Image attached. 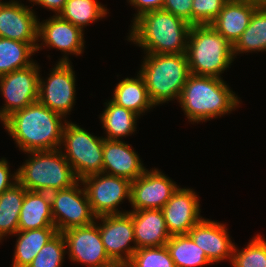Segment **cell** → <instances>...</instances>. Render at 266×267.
Returning <instances> with one entry per match:
<instances>
[{"label": "cell", "mask_w": 266, "mask_h": 267, "mask_svg": "<svg viewBox=\"0 0 266 267\" xmlns=\"http://www.w3.org/2000/svg\"><path fill=\"white\" fill-rule=\"evenodd\" d=\"M69 259L88 267H108L114 262L107 255L96 222L62 232Z\"/></svg>", "instance_id": "obj_12"}, {"label": "cell", "mask_w": 266, "mask_h": 267, "mask_svg": "<svg viewBox=\"0 0 266 267\" xmlns=\"http://www.w3.org/2000/svg\"><path fill=\"white\" fill-rule=\"evenodd\" d=\"M38 17L35 11L11 0L0 2V37L30 43L35 49L38 41Z\"/></svg>", "instance_id": "obj_16"}, {"label": "cell", "mask_w": 266, "mask_h": 267, "mask_svg": "<svg viewBox=\"0 0 266 267\" xmlns=\"http://www.w3.org/2000/svg\"><path fill=\"white\" fill-rule=\"evenodd\" d=\"M67 0H32L31 2L41 5L44 8H47L51 11L55 12V15H59V13L63 10L65 3Z\"/></svg>", "instance_id": "obj_38"}, {"label": "cell", "mask_w": 266, "mask_h": 267, "mask_svg": "<svg viewBox=\"0 0 266 267\" xmlns=\"http://www.w3.org/2000/svg\"><path fill=\"white\" fill-rule=\"evenodd\" d=\"M9 168L8 161L5 158L0 159V195L18 182L17 171L11 175Z\"/></svg>", "instance_id": "obj_36"}, {"label": "cell", "mask_w": 266, "mask_h": 267, "mask_svg": "<svg viewBox=\"0 0 266 267\" xmlns=\"http://www.w3.org/2000/svg\"><path fill=\"white\" fill-rule=\"evenodd\" d=\"M118 106L124 107L138 116L152 107H155L151 101L144 79L138 73L136 78L122 79L113 92V98L110 99Z\"/></svg>", "instance_id": "obj_23"}, {"label": "cell", "mask_w": 266, "mask_h": 267, "mask_svg": "<svg viewBox=\"0 0 266 267\" xmlns=\"http://www.w3.org/2000/svg\"><path fill=\"white\" fill-rule=\"evenodd\" d=\"M161 210L171 236L188 234L203 219L199 197L191 188L178 187Z\"/></svg>", "instance_id": "obj_17"}, {"label": "cell", "mask_w": 266, "mask_h": 267, "mask_svg": "<svg viewBox=\"0 0 266 267\" xmlns=\"http://www.w3.org/2000/svg\"><path fill=\"white\" fill-rule=\"evenodd\" d=\"M96 219L101 220L98 228L109 258L114 263L128 264L137 250L131 214H109ZM131 242L134 246H130Z\"/></svg>", "instance_id": "obj_13"}, {"label": "cell", "mask_w": 266, "mask_h": 267, "mask_svg": "<svg viewBox=\"0 0 266 267\" xmlns=\"http://www.w3.org/2000/svg\"><path fill=\"white\" fill-rule=\"evenodd\" d=\"M131 26L129 42L151 54L186 53L191 24L163 9L143 13Z\"/></svg>", "instance_id": "obj_2"}, {"label": "cell", "mask_w": 266, "mask_h": 267, "mask_svg": "<svg viewBox=\"0 0 266 267\" xmlns=\"http://www.w3.org/2000/svg\"><path fill=\"white\" fill-rule=\"evenodd\" d=\"M145 54L139 74L151 101L157 106L169 100H179L190 75L186 54Z\"/></svg>", "instance_id": "obj_4"}, {"label": "cell", "mask_w": 266, "mask_h": 267, "mask_svg": "<svg viewBox=\"0 0 266 267\" xmlns=\"http://www.w3.org/2000/svg\"><path fill=\"white\" fill-rule=\"evenodd\" d=\"M232 267H266V241L260 234L242 250L234 247Z\"/></svg>", "instance_id": "obj_31"}, {"label": "cell", "mask_w": 266, "mask_h": 267, "mask_svg": "<svg viewBox=\"0 0 266 267\" xmlns=\"http://www.w3.org/2000/svg\"><path fill=\"white\" fill-rule=\"evenodd\" d=\"M85 188L93 213L98 217L109 214H122L118 210L124 199L130 202L131 181L114 175L98 173L80 180Z\"/></svg>", "instance_id": "obj_9"}, {"label": "cell", "mask_w": 266, "mask_h": 267, "mask_svg": "<svg viewBox=\"0 0 266 267\" xmlns=\"http://www.w3.org/2000/svg\"><path fill=\"white\" fill-rule=\"evenodd\" d=\"M39 75L40 67L33 62L0 76V91L5 98V104L0 108L1 122L13 112L38 101Z\"/></svg>", "instance_id": "obj_10"}, {"label": "cell", "mask_w": 266, "mask_h": 267, "mask_svg": "<svg viewBox=\"0 0 266 267\" xmlns=\"http://www.w3.org/2000/svg\"><path fill=\"white\" fill-rule=\"evenodd\" d=\"M228 0H193L192 25L210 24Z\"/></svg>", "instance_id": "obj_34"}, {"label": "cell", "mask_w": 266, "mask_h": 267, "mask_svg": "<svg viewBox=\"0 0 266 267\" xmlns=\"http://www.w3.org/2000/svg\"><path fill=\"white\" fill-rule=\"evenodd\" d=\"M66 252L64 236L58 232L42 247L28 267H61Z\"/></svg>", "instance_id": "obj_32"}, {"label": "cell", "mask_w": 266, "mask_h": 267, "mask_svg": "<svg viewBox=\"0 0 266 267\" xmlns=\"http://www.w3.org/2000/svg\"><path fill=\"white\" fill-rule=\"evenodd\" d=\"M27 190L19 182L0 195V241L18 232L22 203Z\"/></svg>", "instance_id": "obj_27"}, {"label": "cell", "mask_w": 266, "mask_h": 267, "mask_svg": "<svg viewBox=\"0 0 266 267\" xmlns=\"http://www.w3.org/2000/svg\"><path fill=\"white\" fill-rule=\"evenodd\" d=\"M185 54L190 74L217 78L235 58L233 46L209 24L191 26Z\"/></svg>", "instance_id": "obj_6"}, {"label": "cell", "mask_w": 266, "mask_h": 267, "mask_svg": "<svg viewBox=\"0 0 266 267\" xmlns=\"http://www.w3.org/2000/svg\"><path fill=\"white\" fill-rule=\"evenodd\" d=\"M106 108L100 115L102 128L105 129L107 140L120 141L122 137L132 135L136 131L139 116L134 112L116 105L111 100L105 102Z\"/></svg>", "instance_id": "obj_25"}, {"label": "cell", "mask_w": 266, "mask_h": 267, "mask_svg": "<svg viewBox=\"0 0 266 267\" xmlns=\"http://www.w3.org/2000/svg\"><path fill=\"white\" fill-rule=\"evenodd\" d=\"M35 52L30 43L0 37V76L31 65Z\"/></svg>", "instance_id": "obj_29"}, {"label": "cell", "mask_w": 266, "mask_h": 267, "mask_svg": "<svg viewBox=\"0 0 266 267\" xmlns=\"http://www.w3.org/2000/svg\"><path fill=\"white\" fill-rule=\"evenodd\" d=\"M27 154L31 156L17 170V180L26 190L50 193L70 188L79 181L61 148Z\"/></svg>", "instance_id": "obj_5"}, {"label": "cell", "mask_w": 266, "mask_h": 267, "mask_svg": "<svg viewBox=\"0 0 266 267\" xmlns=\"http://www.w3.org/2000/svg\"><path fill=\"white\" fill-rule=\"evenodd\" d=\"M131 214L136 248L161 247L171 235L160 209L128 211Z\"/></svg>", "instance_id": "obj_21"}, {"label": "cell", "mask_w": 266, "mask_h": 267, "mask_svg": "<svg viewBox=\"0 0 266 267\" xmlns=\"http://www.w3.org/2000/svg\"><path fill=\"white\" fill-rule=\"evenodd\" d=\"M188 234L196 245L205 252L212 264L227 260V258L231 262L235 244L229 237L226 225L203 218L194 225Z\"/></svg>", "instance_id": "obj_18"}, {"label": "cell", "mask_w": 266, "mask_h": 267, "mask_svg": "<svg viewBox=\"0 0 266 267\" xmlns=\"http://www.w3.org/2000/svg\"><path fill=\"white\" fill-rule=\"evenodd\" d=\"M80 183L79 180L70 188L50 192L51 211L58 232L87 226L97 220L85 188H80Z\"/></svg>", "instance_id": "obj_8"}, {"label": "cell", "mask_w": 266, "mask_h": 267, "mask_svg": "<svg viewBox=\"0 0 266 267\" xmlns=\"http://www.w3.org/2000/svg\"><path fill=\"white\" fill-rule=\"evenodd\" d=\"M83 32L59 15H53L43 23L38 21V41L42 40V43L37 44L36 51L45 46L56 48L64 53L63 58L61 57L58 62H71L67 57L68 54L78 56L84 51Z\"/></svg>", "instance_id": "obj_15"}, {"label": "cell", "mask_w": 266, "mask_h": 267, "mask_svg": "<svg viewBox=\"0 0 266 267\" xmlns=\"http://www.w3.org/2000/svg\"><path fill=\"white\" fill-rule=\"evenodd\" d=\"M261 3L259 0H228L209 25L233 46Z\"/></svg>", "instance_id": "obj_19"}, {"label": "cell", "mask_w": 266, "mask_h": 267, "mask_svg": "<svg viewBox=\"0 0 266 267\" xmlns=\"http://www.w3.org/2000/svg\"><path fill=\"white\" fill-rule=\"evenodd\" d=\"M107 8L96 0H67L59 16L84 31V27L107 15Z\"/></svg>", "instance_id": "obj_30"}, {"label": "cell", "mask_w": 266, "mask_h": 267, "mask_svg": "<svg viewBox=\"0 0 266 267\" xmlns=\"http://www.w3.org/2000/svg\"><path fill=\"white\" fill-rule=\"evenodd\" d=\"M128 2L137 9L136 14H134V21L143 13L162 9L164 0H128Z\"/></svg>", "instance_id": "obj_37"}, {"label": "cell", "mask_w": 266, "mask_h": 267, "mask_svg": "<svg viewBox=\"0 0 266 267\" xmlns=\"http://www.w3.org/2000/svg\"><path fill=\"white\" fill-rule=\"evenodd\" d=\"M104 137H97L75 123L66 121L62 143L65 159L78 180L103 172Z\"/></svg>", "instance_id": "obj_7"}, {"label": "cell", "mask_w": 266, "mask_h": 267, "mask_svg": "<svg viewBox=\"0 0 266 267\" xmlns=\"http://www.w3.org/2000/svg\"><path fill=\"white\" fill-rule=\"evenodd\" d=\"M179 186L167 175L152 168L131 182V211L162 209Z\"/></svg>", "instance_id": "obj_14"}, {"label": "cell", "mask_w": 266, "mask_h": 267, "mask_svg": "<svg viewBox=\"0 0 266 267\" xmlns=\"http://www.w3.org/2000/svg\"><path fill=\"white\" fill-rule=\"evenodd\" d=\"M166 247L175 267H200L212 264L189 234L171 236Z\"/></svg>", "instance_id": "obj_28"}, {"label": "cell", "mask_w": 266, "mask_h": 267, "mask_svg": "<svg viewBox=\"0 0 266 267\" xmlns=\"http://www.w3.org/2000/svg\"><path fill=\"white\" fill-rule=\"evenodd\" d=\"M108 267H129V264H127V263H114L113 265L108 266Z\"/></svg>", "instance_id": "obj_39"}, {"label": "cell", "mask_w": 266, "mask_h": 267, "mask_svg": "<svg viewBox=\"0 0 266 267\" xmlns=\"http://www.w3.org/2000/svg\"><path fill=\"white\" fill-rule=\"evenodd\" d=\"M66 121L62 115L36 101L13 112L2 124L19 150L26 154L60 149Z\"/></svg>", "instance_id": "obj_1"}, {"label": "cell", "mask_w": 266, "mask_h": 267, "mask_svg": "<svg viewBox=\"0 0 266 267\" xmlns=\"http://www.w3.org/2000/svg\"><path fill=\"white\" fill-rule=\"evenodd\" d=\"M58 233L56 227L18 231L12 267H28L44 245Z\"/></svg>", "instance_id": "obj_24"}, {"label": "cell", "mask_w": 266, "mask_h": 267, "mask_svg": "<svg viewBox=\"0 0 266 267\" xmlns=\"http://www.w3.org/2000/svg\"><path fill=\"white\" fill-rule=\"evenodd\" d=\"M75 76L71 62H57L46 81L39 75L38 101L66 118L75 103Z\"/></svg>", "instance_id": "obj_11"}, {"label": "cell", "mask_w": 266, "mask_h": 267, "mask_svg": "<svg viewBox=\"0 0 266 267\" xmlns=\"http://www.w3.org/2000/svg\"><path fill=\"white\" fill-rule=\"evenodd\" d=\"M128 264L130 267H175L166 245L139 248Z\"/></svg>", "instance_id": "obj_33"}, {"label": "cell", "mask_w": 266, "mask_h": 267, "mask_svg": "<svg viewBox=\"0 0 266 267\" xmlns=\"http://www.w3.org/2000/svg\"><path fill=\"white\" fill-rule=\"evenodd\" d=\"M55 227L50 193L26 191L22 203L18 231Z\"/></svg>", "instance_id": "obj_22"}, {"label": "cell", "mask_w": 266, "mask_h": 267, "mask_svg": "<svg viewBox=\"0 0 266 267\" xmlns=\"http://www.w3.org/2000/svg\"><path fill=\"white\" fill-rule=\"evenodd\" d=\"M238 98L222 78L190 74L178 102L188 120L198 123L237 109Z\"/></svg>", "instance_id": "obj_3"}, {"label": "cell", "mask_w": 266, "mask_h": 267, "mask_svg": "<svg viewBox=\"0 0 266 267\" xmlns=\"http://www.w3.org/2000/svg\"><path fill=\"white\" fill-rule=\"evenodd\" d=\"M252 51H266V2L255 9L248 27L233 45L234 57L238 53H252Z\"/></svg>", "instance_id": "obj_26"}, {"label": "cell", "mask_w": 266, "mask_h": 267, "mask_svg": "<svg viewBox=\"0 0 266 267\" xmlns=\"http://www.w3.org/2000/svg\"><path fill=\"white\" fill-rule=\"evenodd\" d=\"M146 170L131 145L121 140L104 139L103 173L123 177L132 182Z\"/></svg>", "instance_id": "obj_20"}, {"label": "cell", "mask_w": 266, "mask_h": 267, "mask_svg": "<svg viewBox=\"0 0 266 267\" xmlns=\"http://www.w3.org/2000/svg\"><path fill=\"white\" fill-rule=\"evenodd\" d=\"M192 2L193 0H164L162 9L192 25Z\"/></svg>", "instance_id": "obj_35"}]
</instances>
